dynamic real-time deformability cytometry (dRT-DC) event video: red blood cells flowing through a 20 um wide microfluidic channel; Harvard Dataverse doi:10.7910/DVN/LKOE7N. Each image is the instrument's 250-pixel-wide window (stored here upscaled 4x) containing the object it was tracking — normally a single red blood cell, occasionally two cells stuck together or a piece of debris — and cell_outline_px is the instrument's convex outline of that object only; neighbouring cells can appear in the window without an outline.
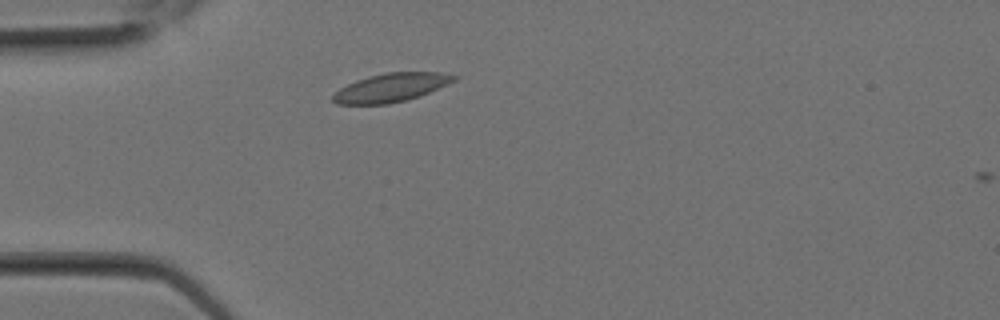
{"species": "Egyptian fruit bat (a non-hibernating species)", "species_latin": "Rousettus aegyptiacus", "temperature_condition": "room temperature", "stored_images_in_passage": 5, "camera_frame_rate_fps": 3000, "um_per_image_px": 0.085, "animal": {"sex": "female"}, "frame": {"image": 1, "passage_image": 4, "time_ms": 1.0, "image_size_px": [1000, 320], "cell_outline_px": [[460, 76], [456, 80], [448, 84], [420, 96], [388, 104], [336, 104], [332, 100], [332, 96], [340, 88], [356, 80], [368, 76], [388, 72], [440, 72]], "centroid_in_image_um": [33.26, 7.44], "position_along_channel_um": 51.7, "area_um2": 20.11}}